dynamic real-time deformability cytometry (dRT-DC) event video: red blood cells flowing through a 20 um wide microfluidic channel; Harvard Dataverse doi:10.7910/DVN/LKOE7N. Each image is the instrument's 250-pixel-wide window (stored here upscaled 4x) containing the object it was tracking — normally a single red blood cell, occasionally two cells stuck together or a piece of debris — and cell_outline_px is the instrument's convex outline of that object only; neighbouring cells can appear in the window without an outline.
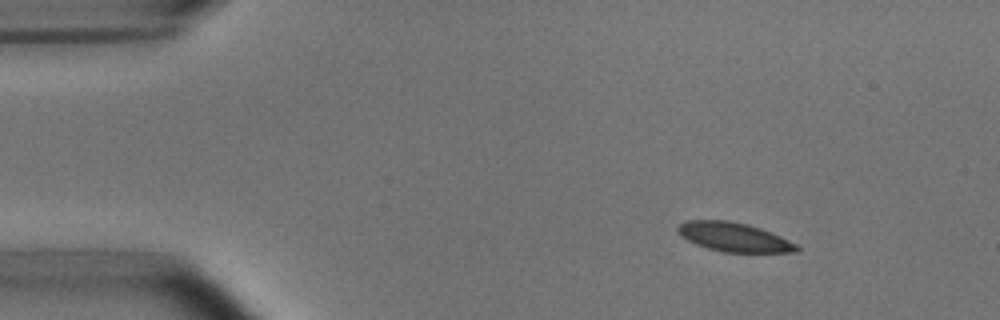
{"species": "common noctule bat (a hibernating species)", "species_latin": "Nyctalus noctula", "temperature_condition": "room temperature", "stored_images_in_passage": 3, "camera_frame_rate_fps": 3000, "um_per_image_px": 0.085, "animal": {"sex": "male", "body_mass_g": 15.6}, "frame": {"image": 1, "passage_image": 1, "time_ms": 0.0, "image_size_px": [1000, 320], "cell_outline_px": [[800, 252], [724, 252], [708, 248], [696, 244], [680, 236], [676, 232], [676, 228], [680, 224], [688, 220], [728, 220], [748, 224], [760, 228], [780, 236], [796, 244], [800, 248]], "centroid_in_image_um": [62.37, 20.15], "position_along_channel_um": 22.6, "area_um2": 20.11}}